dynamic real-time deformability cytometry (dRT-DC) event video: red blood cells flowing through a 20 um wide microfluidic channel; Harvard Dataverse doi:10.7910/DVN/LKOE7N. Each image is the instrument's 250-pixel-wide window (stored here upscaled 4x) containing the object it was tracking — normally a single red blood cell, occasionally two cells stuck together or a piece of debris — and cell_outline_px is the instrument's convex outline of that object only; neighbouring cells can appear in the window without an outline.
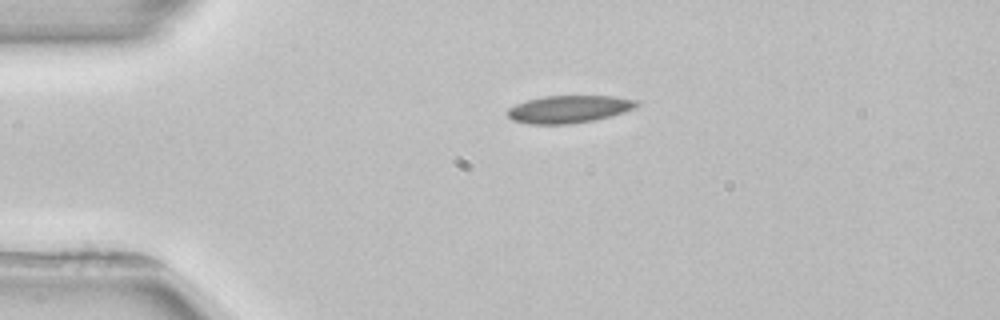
{"species": "common noctule bat (a hibernating species)", "species_latin": "Nyctalus noctula", "temperature_condition": "room temperature", "stored_images_in_passage": 1, "camera_frame_rate_fps": 3000, "um_per_image_px": 0.085, "animal": {"sex": "female", "body_mass_g": 22.7, "forearm_length_mm": 54.2}, "frame": {"image": 1, "passage_image": 1, "time_ms": 0.0, "image_size_px": [1000, 320], "cell_outline_px": [[640, 104], [636, 108], [612, 116], [596, 120], [572, 124], [532, 124], [512, 120], [508, 116], [508, 108], [516, 104], [528, 100], [544, 96], [612, 96], [636, 100]], "centroid_in_image_um": [48.4, 9.28], "position_along_channel_um": 36.6, "area_um2": 20.75}}